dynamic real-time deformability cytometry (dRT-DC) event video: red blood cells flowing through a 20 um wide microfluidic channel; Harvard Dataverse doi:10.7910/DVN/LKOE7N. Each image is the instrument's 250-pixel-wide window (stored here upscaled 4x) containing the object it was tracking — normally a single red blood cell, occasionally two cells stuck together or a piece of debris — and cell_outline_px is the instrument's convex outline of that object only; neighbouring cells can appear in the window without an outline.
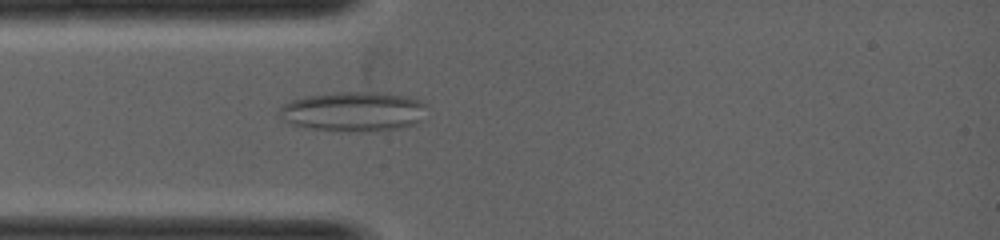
{"species": "common noctule bat (a hibernating species)", "species_latin": "Nyctalus noctula", "temperature_condition": "warm", "stored_images_in_passage": 37, "camera_frame_rate_fps": 5000, "um_per_image_px": 0.085, "animal": {"sex": "female", "body_mass_g": 19.0, "forearm_length_mm": 53.3}, "frame": {"image": 1, "passage_image": 8, "time_ms": 1.4, "image_size_px": [1000, 240], "cell_outline_px": [[424, 104], [416, 120], [412, 124], [396, 128], [372, 132], [348, 132], [308, 128], [292, 124], [280, 120], [280, 108], [284, 104], [292, 100], [304, 96], [340, 92], [380, 92], [408, 96], [420, 100]], "centroid_in_image_um": [29.94, 9.48], "position_along_channel_um": 55.1, "area_um2": 33.76}}
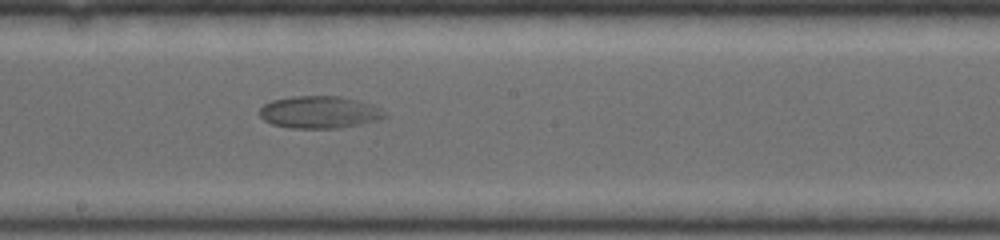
{"frame": {"image": 2, "passage_image": 18, "time_ms": 3.4, "image_size_px": [1000, 240], "cell_outline_px": [[388, 116], [376, 120], [360, 124], [336, 128], [292, 128], [272, 124], [264, 120], [260, 116], [260, 108], [264, 104], [272, 100], [292, 96], [340, 96], [372, 104], [388, 112]], "centroid_in_image_um": [27.17, 9.53], "position_along_channel_um": 221.0, "area_um2": 23.52}}
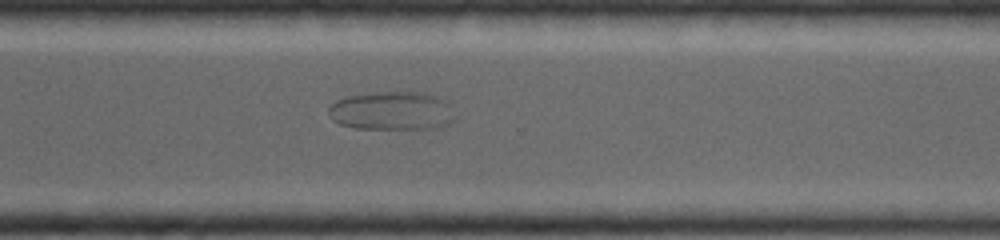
{"frame": {"image": 3, "passage_image": 25, "time_ms": 4.8, "image_size_px": [1000, 240], "cell_outline_px": [[456, 120], [448, 124], [436, 128], [352, 128], [340, 124], [332, 120], [328, 112], [328, 108], [336, 100], [348, 96], [384, 92], [424, 92], [436, 96], [444, 100], [448, 104], [456, 116]], "centroid_in_image_um": [33.33, 9.43], "position_along_channel_um": 337.3, "area_um2": 28.32}}